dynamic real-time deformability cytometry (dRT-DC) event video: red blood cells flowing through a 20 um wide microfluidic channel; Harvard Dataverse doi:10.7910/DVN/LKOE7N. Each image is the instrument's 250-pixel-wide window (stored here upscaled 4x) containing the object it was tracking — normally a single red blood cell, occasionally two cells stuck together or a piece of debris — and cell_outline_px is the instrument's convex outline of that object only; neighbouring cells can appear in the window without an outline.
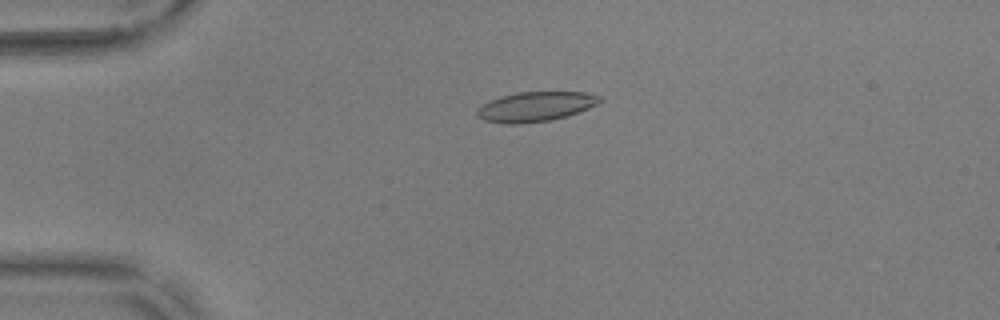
{"species": "common noctule bat (a hibernating species)", "species_latin": "Nyctalus noctula", "temperature_condition": "warm", "stored_images_in_passage": 47, "camera_frame_rate_fps": 3000, "um_per_image_px": 0.085, "animal": {"sex": "male", "body_mass_g": 17.9, "forearm_length_mm": 54.2}, "frame": {"image": 1, "passage_image": 5, "time_ms": 1.333, "image_size_px": [1000, 320], "cell_outline_px": [[604, 100], [588, 108], [564, 116], [548, 120], [520, 124], [504, 124], [484, 120], [476, 116], [476, 112], [488, 100], [500, 96], [516, 92], [584, 92], [600, 96]], "centroid_in_image_um": [45.48, 9.05], "position_along_channel_um": 39.5, "area_um2": 21.1}}
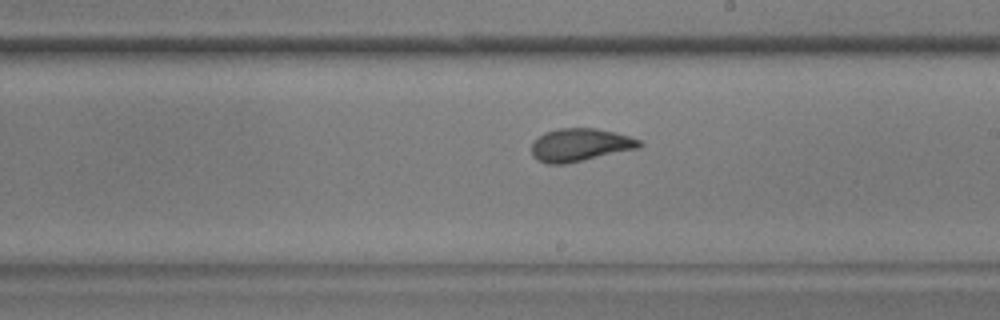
{"frame": {"image": 2, "passage_image": 24, "time_ms": 7.667, "image_size_px": [1000, 320], "cell_outline_px": [[644, 144], [640, 148], [568, 164], [548, 164], [536, 160], [532, 156], [532, 144], [544, 132], [556, 128], [596, 128], [628, 136], [640, 140]], "centroid_in_image_um": [49.31, 12.33], "position_along_channel_um": 239.7, "area_um2": 20.87}}
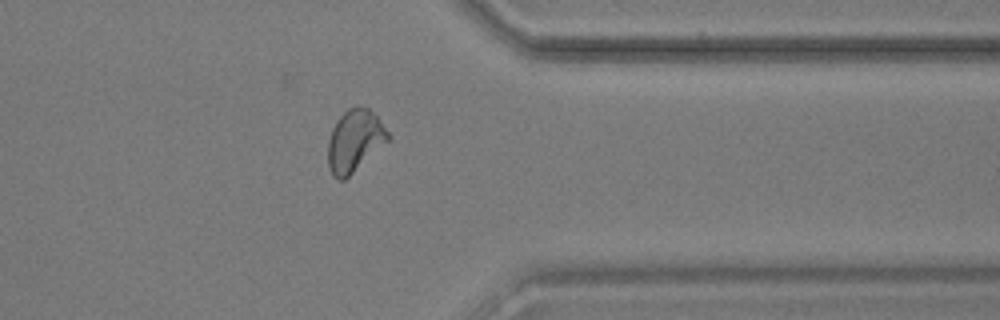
{"frame": {"image": 3, "passage_image": 36, "time_ms": 11.667, "image_size_px": [1000, 320], "cell_outline_px": [[388, 140], [344, 180], [336, 180], [332, 176], [328, 164], [328, 140], [332, 128], [336, 120], [348, 108], [356, 104], [368, 108], [376, 116], [388, 132]], "centroid_in_image_um": [30.09, 11.95], "position_along_channel_um": 381.3, "area_um2": 21.44}, "authors_computed_cell_mechanics": {"area_um2": 21.097, "velocity_mm_per_s": 3.7053, "shape_relaxation_time_tau1_ms": 5.3158, "shape_relaxation_time_tau2_ms": 1.041, "deformation_change_tau1": 0.1701, "deformation_change_tau2": 0.0578}}